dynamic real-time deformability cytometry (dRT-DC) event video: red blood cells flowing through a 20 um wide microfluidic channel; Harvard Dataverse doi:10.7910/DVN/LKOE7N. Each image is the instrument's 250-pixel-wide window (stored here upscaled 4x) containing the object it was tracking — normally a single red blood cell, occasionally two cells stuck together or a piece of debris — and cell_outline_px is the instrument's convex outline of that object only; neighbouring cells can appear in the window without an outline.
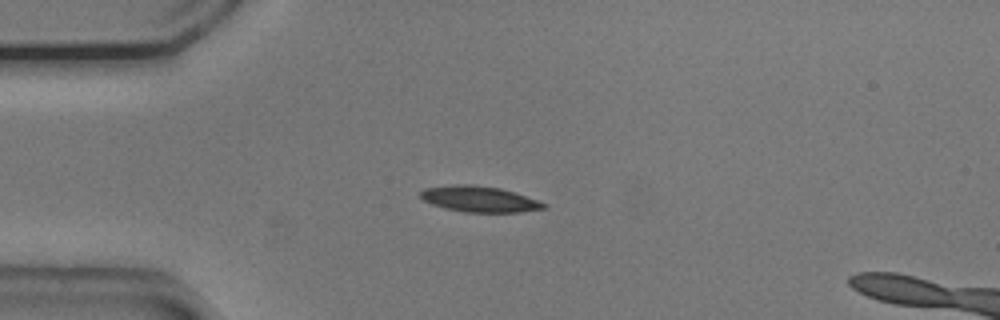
{"species": "common noctule bat (a hibernating species)", "species_latin": "Nyctalus noctula", "temperature_condition": "cold", "stored_images_in_passage": 47, "camera_frame_rate_fps": 3000, "um_per_image_px": 0.085, "animal": {"sex": "male", "body_mass_g": 20.5, "forearm_length_mm": 52.5}, "frame": {"image": 1, "passage_image": 7, "time_ms": 2.0, "image_size_px": [1000, 320], "cell_outline_px": [[548, 204], [544, 208], [520, 212], [464, 212], [444, 208], [432, 204], [424, 200], [420, 196], [420, 192], [424, 188], [452, 184], [472, 184], [500, 188]], "centroid_in_image_um": [40.69, 16.91], "position_along_channel_um": 44.3, "area_um2": 18.44}}
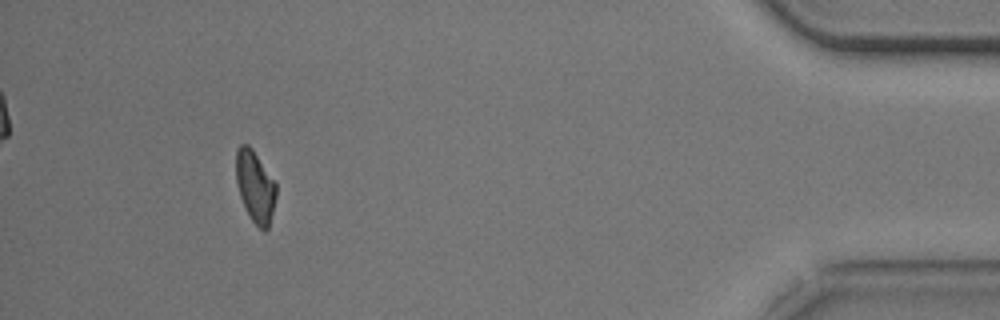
{"frame": {"image": 2, "passage_image": 43, "time_ms": 14.0, "image_size_px": [1000, 320], "cell_outline_px": [[276, 196], [268, 228], [264, 232], [252, 220], [240, 196], [236, 180], [236, 148], [240, 144], [248, 144], [252, 148], [276, 180]], "centroid_in_image_um": [21.7, 15.79], "position_along_channel_um": 413.5, "area_um2": 16.76}}